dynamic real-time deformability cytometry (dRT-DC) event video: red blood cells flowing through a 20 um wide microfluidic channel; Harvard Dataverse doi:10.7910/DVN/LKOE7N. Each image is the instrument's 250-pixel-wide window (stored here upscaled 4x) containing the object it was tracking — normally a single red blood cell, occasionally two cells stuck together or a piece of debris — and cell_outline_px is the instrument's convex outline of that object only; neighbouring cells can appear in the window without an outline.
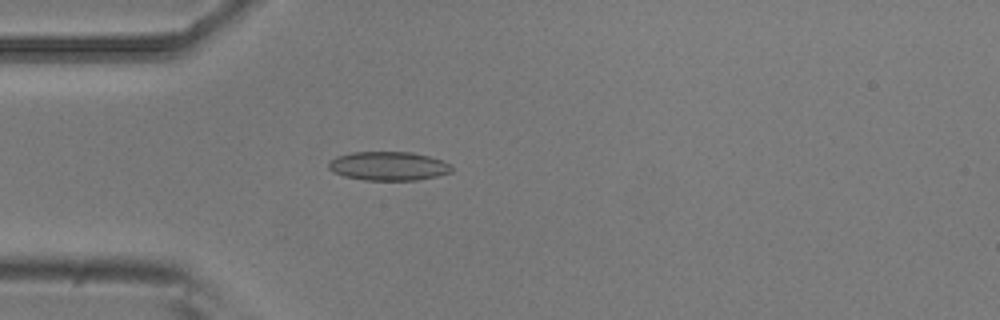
{"species": "common noctule bat (a hibernating species)", "species_latin": "Nyctalus noctula", "temperature_condition": "room temperature", "stored_images_in_passage": 5, "camera_frame_rate_fps": 3000, "um_per_image_px": 0.085, "animal": {"sex": "male", "body_mass_g": 20.5, "forearm_length_mm": 52.5}, "frame": {"image": 1, "passage_image": 5, "time_ms": 1.333, "image_size_px": [1000, 320], "cell_outline_px": [[452, 172], [436, 176], [416, 180], [364, 180], [344, 176], [332, 172], [328, 168], [328, 160], [336, 156], [352, 152], [412, 152], [444, 160], [452, 164]], "centroid_in_image_um": [33.01, 14.11], "position_along_channel_um": 52.0, "area_um2": 20.92}}